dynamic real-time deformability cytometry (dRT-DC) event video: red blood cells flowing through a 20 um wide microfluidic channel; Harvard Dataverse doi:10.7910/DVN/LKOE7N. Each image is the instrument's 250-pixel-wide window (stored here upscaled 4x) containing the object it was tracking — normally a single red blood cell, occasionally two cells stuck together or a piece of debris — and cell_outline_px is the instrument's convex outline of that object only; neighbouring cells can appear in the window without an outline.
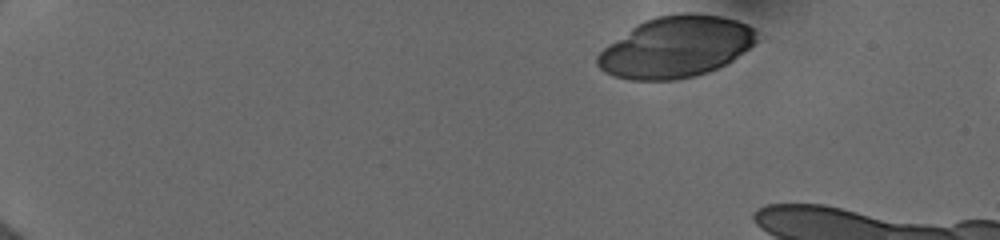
{"species": "human", "species_latin": "Homo sapiens", "temperature_condition": "cold", "stored_images_in_passage": 12, "camera_frame_rate_fps": 3000, "um_per_image_px": 0.085, "donor": {"sex": "female"}, "frame": {"image": 1, "passage_image": 1, "time_ms": 0.0, "image_size_px": [1000, 240], "cell_outline_px": [[756, 40], [748, 48], [732, 60], [708, 72], [676, 80], [632, 80], [616, 76], [604, 72], [596, 64], [596, 56], [608, 44], [636, 24], [644, 20], [656, 16], [720, 16], [736, 20], [748, 24], [756, 32]], "centroid_in_image_um": [57.4, 4.03], "position_along_channel_um": 27.6, "area_um2": 55.55}}